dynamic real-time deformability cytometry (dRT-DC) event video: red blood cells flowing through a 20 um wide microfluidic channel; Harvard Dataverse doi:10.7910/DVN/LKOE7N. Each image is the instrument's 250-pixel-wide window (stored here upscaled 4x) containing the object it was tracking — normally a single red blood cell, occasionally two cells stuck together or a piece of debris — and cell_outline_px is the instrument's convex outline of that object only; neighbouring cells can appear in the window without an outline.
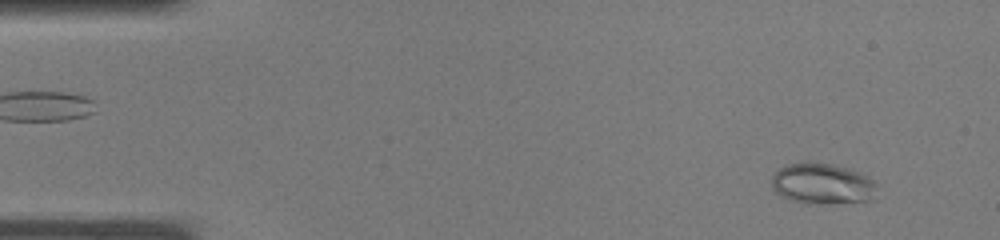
{"species": "common noctule bat (a hibernating species)", "species_latin": "Nyctalus noctula", "temperature_condition": "warm", "stored_images_in_passage": 35, "camera_frame_rate_fps": 3000, "um_per_image_px": 0.085, "animal": {"sex": "male", "body_mass_g": 19.0, "forearm_length_mm": 50.8}, "frame": {"image": 1, "passage_image": 1, "time_ms": 0.0, "image_size_px": [1000, 240], "cell_outline_px": [[876, 184], [872, 200], [820, 204], [808, 204], [792, 200], [776, 192], [772, 188], [772, 176], [780, 168], [788, 164], [832, 164], [848, 168], [860, 172], [868, 176]], "centroid_in_image_um": [69.91, 15.64], "position_along_channel_um": 15.1, "area_um2": 24.57}}
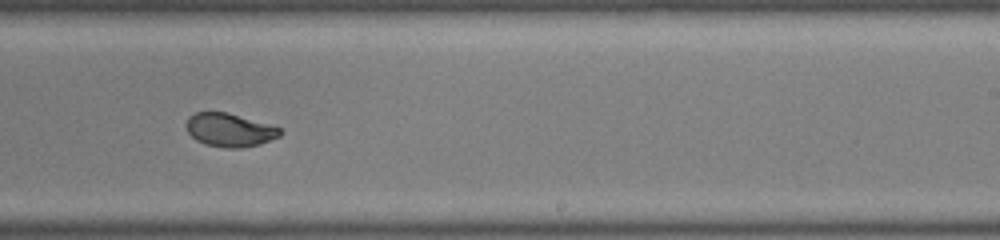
{"frame": {"image": 2, "passage_image": 21, "time_ms": 6.667, "image_size_px": [1000, 240], "cell_outline_px": [[284, 132], [280, 136], [260, 144], [240, 148], [224, 148], [204, 144], [196, 140], [188, 132], [184, 124], [188, 116], [196, 112], [228, 112], [280, 128]], "centroid_in_image_um": [19.48, 11.05], "position_along_channel_um": 269.5, "area_um2": 18.38}}
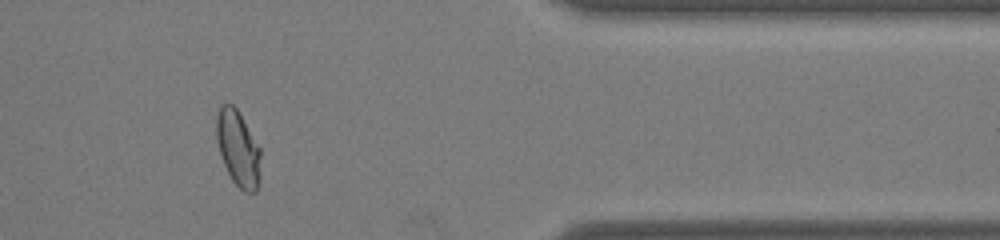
{"frame": {"image": 3, "passage_image": 29, "time_ms": 9.333, "image_size_px": [1000, 240], "cell_outline_px": [[260, 180], [256, 192], [244, 192], [232, 180], [224, 164], [216, 140], [216, 116], [220, 104], [232, 104], [236, 108], [260, 148]], "centroid_in_image_um": [20.23, 12.63], "position_along_channel_um": 391.2, "area_um2": 19.42}}